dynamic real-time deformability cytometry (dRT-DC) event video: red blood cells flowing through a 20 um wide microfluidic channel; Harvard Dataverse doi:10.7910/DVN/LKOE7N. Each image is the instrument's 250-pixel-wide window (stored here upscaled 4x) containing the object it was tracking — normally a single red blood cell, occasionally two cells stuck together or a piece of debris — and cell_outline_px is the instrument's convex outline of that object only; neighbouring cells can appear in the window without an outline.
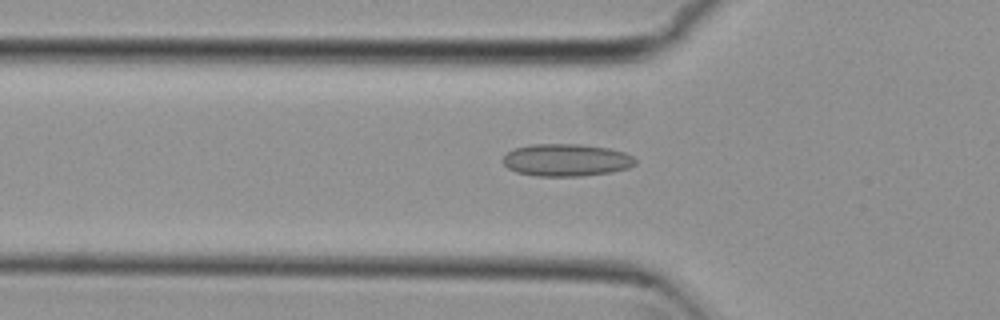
{"species": "common noctule bat (a hibernating species)", "species_latin": "Nyctalus noctula", "temperature_condition": "cold", "stored_images_in_passage": 38, "camera_frame_rate_fps": 3000, "um_per_image_px": 0.085, "animal": {"sex": "female", "body_mass_g": 29.2, "forearm_length_mm": 56.3}, "frame": {"image": 1, "passage_image": 2, "time_ms": 0.333, "image_size_px": [1000, 320], "cell_outline_px": [[636, 164], [628, 168], [612, 172], [580, 176], [536, 176], [516, 172], [508, 168], [500, 160], [508, 152], [516, 148], [532, 144], [580, 144], [608, 148], [624, 152], [632, 156], [636, 160]], "centroid_in_image_um": [48.13, 13.61], "position_along_channel_um": 77.7, "area_um2": 25.03}}
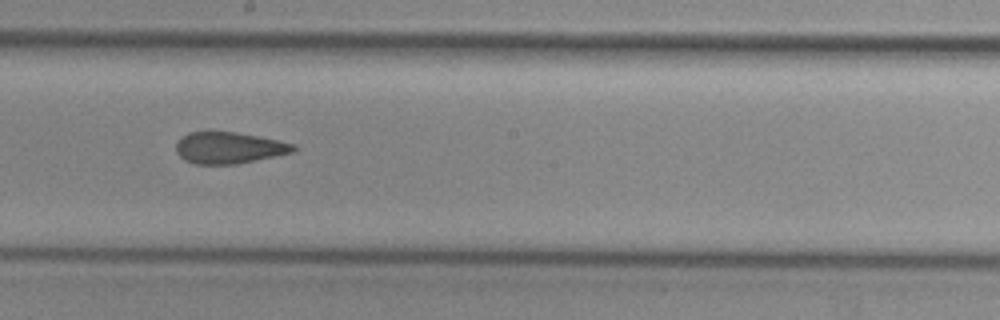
{"frame": {"image": 2, "passage_image": 14, "time_ms": 4.333, "image_size_px": [1000, 320], "cell_outline_px": [[296, 152], [236, 164], [196, 164], [184, 160], [176, 152], [176, 144], [188, 132], [204, 128], [212, 128], [236, 132], [296, 144]], "centroid_in_image_um": [19.43, 12.52], "position_along_channel_um": 228.8, "area_um2": 22.2}}
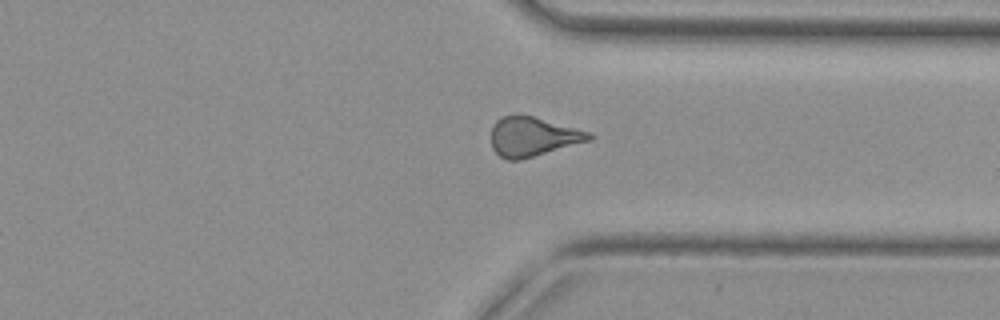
{"frame": {"image": 3, "passage_image": 25, "time_ms": 8.0, "image_size_px": [1000, 320], "cell_outline_px": [[596, 136], [592, 140], [520, 160], [504, 160], [492, 148], [492, 128], [496, 120], [504, 116], [532, 116], [592, 132]], "centroid_in_image_um": [45.34, 11.63], "position_along_channel_um": 366.1, "area_um2": 22.37}, "authors_computed_cell_mechanics": {"area_um2": 22.1952, "velocity_mm_per_s": 3.7591, "shape_relaxation_time_tau1_ms": null, "shape_relaxation_time_tau2_ms": 2.2602, "deformation_change_tau1": null, "deformation_change_tau2": 0.0952}}